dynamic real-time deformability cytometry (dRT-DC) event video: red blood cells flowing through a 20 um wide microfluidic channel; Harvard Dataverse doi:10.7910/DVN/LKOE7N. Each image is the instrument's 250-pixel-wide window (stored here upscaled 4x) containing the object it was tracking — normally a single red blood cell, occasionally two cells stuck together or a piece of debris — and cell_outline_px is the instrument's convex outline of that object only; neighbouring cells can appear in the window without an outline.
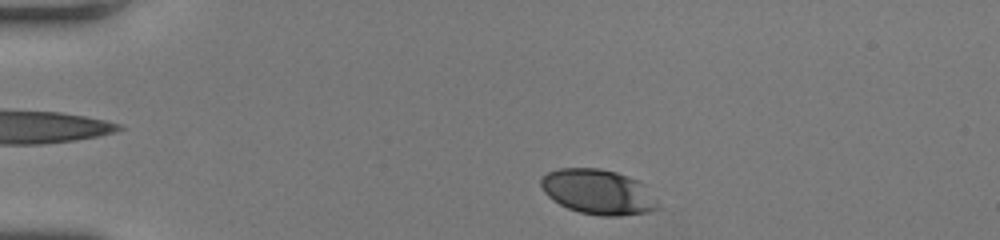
{"species": "human", "species_latin": "Homo sapiens", "temperature_condition": "room temperature", "stored_images_in_passage": 34, "camera_frame_rate_fps": 3000, "um_per_image_px": 0.085, "donor": {"sex": "female"}, "frame": {"image": 1, "passage_image": 2, "time_ms": 0.333, "image_size_px": [1000, 240], "cell_outline_px": [[660, 208], [648, 212], [616, 216], [600, 216], [580, 212], [568, 208], [552, 200], [544, 192], [540, 184], [540, 180], [548, 172], [560, 168], [596, 168], [616, 172], [636, 180], [640, 184]], "centroid_in_image_um": [50.75, 16.32], "position_along_channel_um": 34.2, "area_um2": 29.94}}
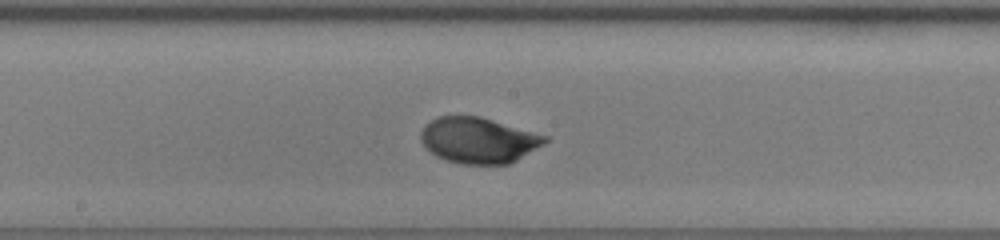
{"frame": {"image": 2, "passage_image": 19, "time_ms": 6.0, "image_size_px": [1000, 240], "cell_outline_px": [[548, 140], [544, 144], [516, 160], [508, 164], [464, 164], [444, 160], [436, 156], [420, 140], [420, 132], [424, 124], [440, 116], [480, 116], [548, 136]], "centroid_in_image_um": [40.66, 11.92], "position_along_channel_um": 207.5, "area_um2": 33.0}}
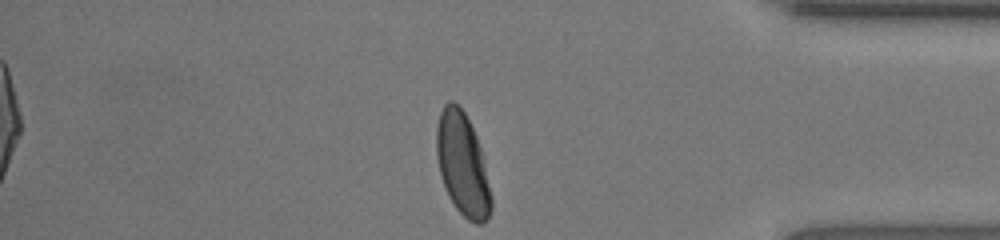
{"frame": {"image": 3, "passage_image": 34, "time_ms": 11.0, "image_size_px": [1000, 240], "cell_outline_px": [[492, 208], [488, 216], [480, 224], [476, 224], [468, 220], [456, 208], [448, 196], [440, 176], [436, 152], [436, 128], [440, 112], [444, 104], [448, 100], [452, 100], [464, 112], [476, 136], [480, 148], [492, 196]], "centroid_in_image_um": [39.29, 13.98], "position_along_channel_um": 395.9, "area_um2": 32.48}, "authors_computed_cell_mechanics": {"area_um2": 32.8304, "velocity_mm_per_s": 4.2058, "shape_relaxation_time_tau1_ms": 2.7764, "shape_relaxation_time_tau2_ms": null, "deformation_change_tau1": 0.136, "deformation_change_tau2": null}}